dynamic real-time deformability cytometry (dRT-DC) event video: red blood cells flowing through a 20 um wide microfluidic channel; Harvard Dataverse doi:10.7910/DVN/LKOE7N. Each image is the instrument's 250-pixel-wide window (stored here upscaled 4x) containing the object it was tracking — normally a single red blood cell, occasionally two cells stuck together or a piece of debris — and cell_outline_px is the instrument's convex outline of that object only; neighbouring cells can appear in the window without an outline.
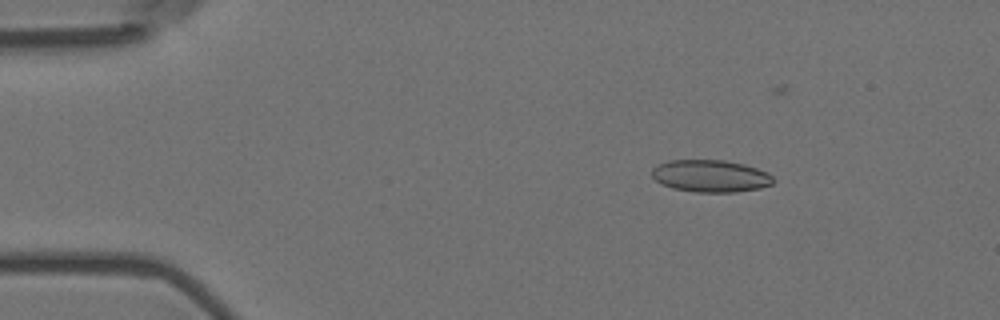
{"species": "Egyptian fruit bat (a non-hibernating species)", "species_latin": "Rousettus aegyptiacus", "temperature_condition": "room temperature", "stored_images_in_passage": 16, "camera_frame_rate_fps": 3000, "um_per_image_px": 0.085, "animal": {"sex": "female"}, "frame": {"image": 1, "passage_image": 4, "time_ms": 1.0, "image_size_px": [1000, 320], "cell_outline_px": [[776, 180], [772, 184], [760, 188], [736, 192], [696, 192], [672, 188], [656, 180], [652, 176], [652, 168], [668, 160], [724, 160], [744, 164], [768, 172]], "centroid_in_image_um": [60.43, 14.96], "position_along_channel_um": 24.6, "area_um2": 22.77}}
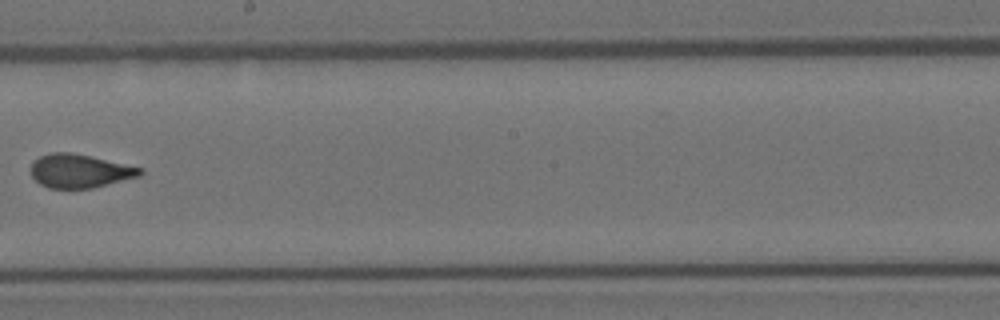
{"frame": {"image": 2, "passage_image": 10, "time_ms": 3.0, "image_size_px": [1000, 320], "cell_outline_px": [[144, 172], [140, 176], [92, 188], [48, 188], [40, 184], [32, 176], [32, 160], [40, 156], [52, 152], [68, 152], [92, 156], [144, 168]], "centroid_in_image_um": [6.8, 14.52], "position_along_channel_um": 241.4, "area_um2": 21.44}}
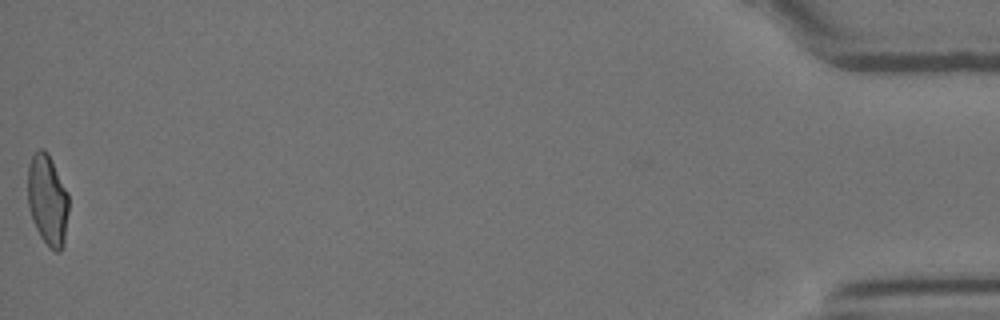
{"frame": {"image": 3, "passage_image": 16, "time_ms": 5.0, "image_size_px": [1000, 320], "cell_outline_px": [[68, 212], [64, 244], [60, 252], [56, 252], [40, 236], [32, 220], [28, 208], [28, 164], [32, 156], [40, 148], [44, 148], [48, 152], [68, 192]], "centroid_in_image_um": [4.04, 16.97], "position_along_channel_um": 431.2, "area_um2": 21.73}}